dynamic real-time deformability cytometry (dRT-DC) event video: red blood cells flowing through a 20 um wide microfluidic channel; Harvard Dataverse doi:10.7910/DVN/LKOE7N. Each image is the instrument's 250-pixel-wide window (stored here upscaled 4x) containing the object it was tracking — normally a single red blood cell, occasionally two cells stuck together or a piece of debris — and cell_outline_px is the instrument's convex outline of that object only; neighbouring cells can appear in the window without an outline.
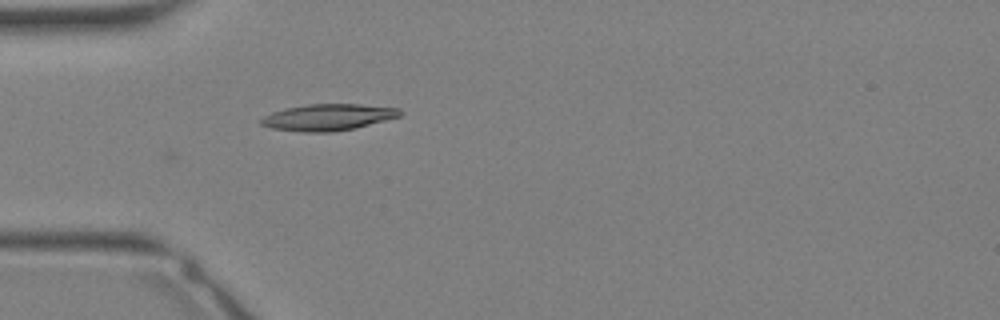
{"species": "Egyptian fruit bat (a non-hibernating species)", "species_latin": "Rousettus aegyptiacus", "temperature_condition": "warm", "stored_images_in_passage": 14, "camera_frame_rate_fps": 3000, "um_per_image_px": 0.085, "animal": {"sex": "female"}, "frame": {"image": 1, "passage_image": 14, "time_ms": 4.333, "image_size_px": [1000, 320], "cell_outline_px": [[404, 112], [400, 116], [356, 128], [332, 132], [304, 132], [272, 128], [260, 124], [260, 120], [264, 116], [272, 112], [284, 108], [308, 104], [360, 104], [400, 108]], "centroid_in_image_um": [27.9, 9.96], "position_along_channel_um": 57.1, "area_um2": 21.5}}